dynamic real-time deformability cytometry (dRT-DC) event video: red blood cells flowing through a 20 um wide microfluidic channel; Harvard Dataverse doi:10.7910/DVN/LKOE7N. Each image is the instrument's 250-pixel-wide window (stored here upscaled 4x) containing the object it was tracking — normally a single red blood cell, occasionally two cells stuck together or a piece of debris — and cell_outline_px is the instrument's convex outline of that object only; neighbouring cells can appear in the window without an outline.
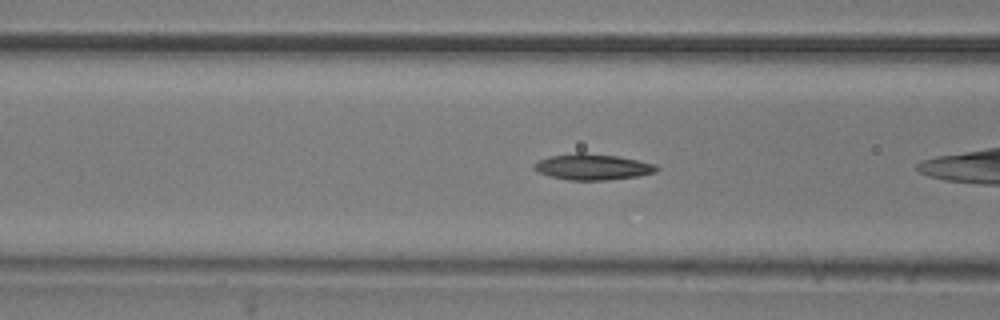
{"species": "common noctule bat (a hibernating species)", "species_latin": "Nyctalus noctula", "temperature_condition": "room temperature", "stored_images_in_passage": 36, "camera_frame_rate_fps": 3000, "um_per_image_px": 0.085, "animal": {"sex": "male", "body_mass_g": 20.5, "forearm_length_mm": 52.5}, "frame": {"image": 1, "passage_image": 16, "time_ms": 5.0, "image_size_px": [1000, 320], "cell_outline_px": [[660, 168], [656, 172], [640, 176], [608, 180], [568, 180], [552, 176], [540, 172], [532, 168], [540, 160], [548, 156], [576, 152], [584, 152], [616, 156], [656, 164]], "centroid_in_image_um": [50.41, 14.18], "position_along_channel_um": 116.2, "area_um2": 18.5}}
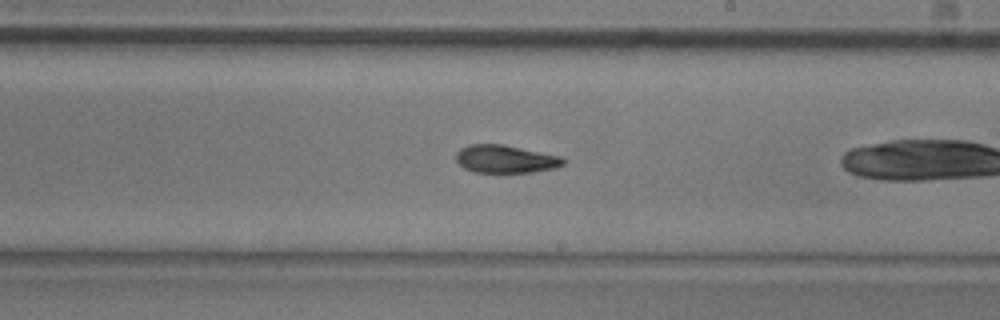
{"frame": {"image": 2, "passage_image": 26, "time_ms": 8.333, "image_size_px": [1000, 320], "cell_outline_px": [[564, 164], [556, 168], [532, 172], [472, 172], [464, 168], [456, 160], [456, 152], [460, 148], [468, 144], [500, 144], [560, 156], [564, 160]], "centroid_in_image_um": [42.92, 13.52], "position_along_channel_um": 246.1, "area_um2": 17.28}}
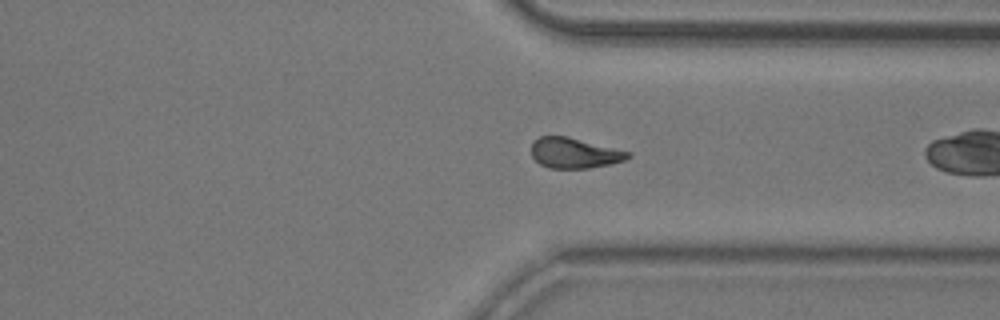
{"frame": {"image": 3, "passage_image": 35, "time_ms": 11.333, "image_size_px": [1000, 320], "cell_outline_px": [[632, 156], [624, 160], [608, 164], [588, 168], [548, 168], [540, 164], [532, 156], [532, 144], [540, 136], [568, 136], [632, 152]], "centroid_in_image_um": [48.84, 13.0], "position_along_channel_um": 362.6, "area_um2": 17.05}}